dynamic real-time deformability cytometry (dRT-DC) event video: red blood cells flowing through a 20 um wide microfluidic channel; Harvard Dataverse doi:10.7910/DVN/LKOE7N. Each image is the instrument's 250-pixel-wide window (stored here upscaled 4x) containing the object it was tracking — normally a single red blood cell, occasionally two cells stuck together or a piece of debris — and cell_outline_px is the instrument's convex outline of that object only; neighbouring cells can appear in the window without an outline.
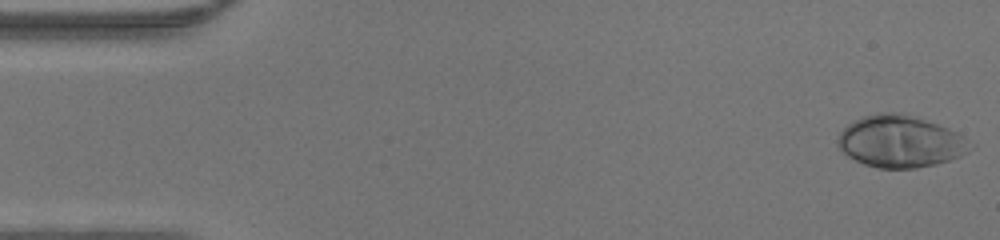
{"species": "human", "species_latin": "Homo sapiens", "temperature_condition": "warm", "stored_images_in_passage": 46, "camera_frame_rate_fps": 3000, "um_per_image_px": 0.085, "donor": {"sex": "male"}, "frame": {"image": 1, "passage_image": 1, "time_ms": 0.0, "image_size_px": [1000, 240], "cell_outline_px": [[976, 148], [960, 156], [936, 164], [916, 168], [876, 168], [864, 164], [848, 156], [836, 144], [836, 140], [840, 132], [852, 120], [864, 116], [880, 112], [900, 112], [948, 128], [956, 132], [976, 144]], "centroid_in_image_um": [76.54, 12.03], "position_along_channel_um": 8.5, "area_um2": 40.23}}
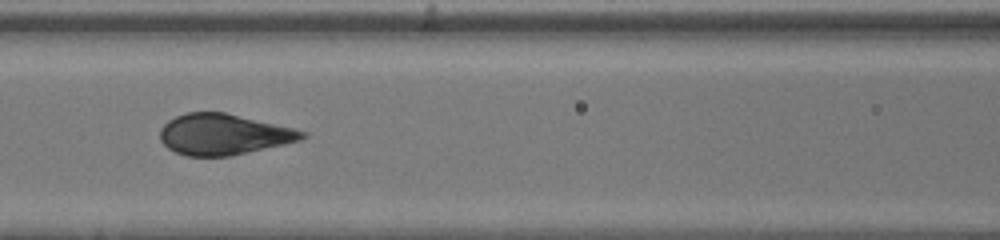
{"frame": {"image": 2, "passage_image": 20, "time_ms": 6.333, "image_size_px": [1000, 240], "cell_outline_px": [[308, 136], [300, 140], [284, 144], [228, 156], [188, 156], [176, 152], [168, 148], [160, 140], [160, 128], [168, 120], [176, 116], [188, 112], [224, 112], [292, 128], [308, 132]], "centroid_in_image_um": [18.98, 11.42], "position_along_channel_um": 147.6, "area_um2": 33.52}}
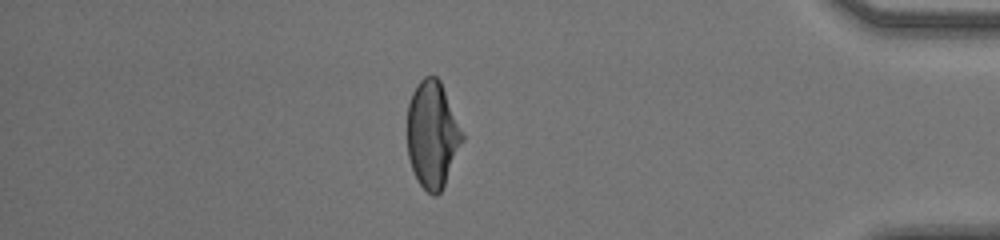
{"frame": {"image": 3, "passage_image": 40, "time_ms": 13.0, "image_size_px": [1000, 240], "cell_outline_px": [[464, 140], [444, 184], [440, 192], [436, 196], [432, 196], [416, 180], [408, 156], [408, 104], [412, 92], [416, 84], [424, 76], [436, 76], [440, 80], [464, 132]], "centroid_in_image_um": [36.76, 11.41], "position_along_channel_um": 398.4, "area_um2": 34.33}}